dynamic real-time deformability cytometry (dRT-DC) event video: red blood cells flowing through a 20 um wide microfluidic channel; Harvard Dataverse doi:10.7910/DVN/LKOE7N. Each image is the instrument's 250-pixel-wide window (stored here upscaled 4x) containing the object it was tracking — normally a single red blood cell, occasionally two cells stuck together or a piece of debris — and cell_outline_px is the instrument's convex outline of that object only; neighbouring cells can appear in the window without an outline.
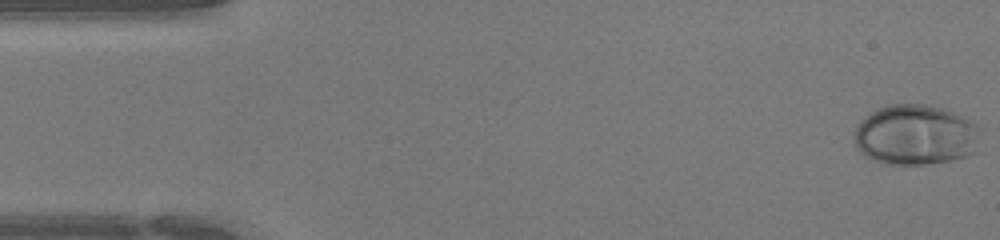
{"species": "human", "species_latin": "Homo sapiens", "temperature_condition": "warm", "stored_images_in_passage": 44, "camera_frame_rate_fps": 3000, "um_per_image_px": 0.085, "donor": {"sex": "female"}, "frame": {"image": 1, "passage_image": 1, "time_ms": 0.0, "image_size_px": [1000, 240], "cell_outline_px": [[984, 128], [976, 152], [964, 156], [948, 160], [924, 164], [884, 164], [872, 160], [864, 156], [856, 148], [856, 128], [860, 120], [872, 112], [880, 108], [892, 104], [928, 104], [948, 108], [964, 116]], "centroid_in_image_um": [77.89, 11.45], "position_along_channel_um": 7.1, "area_um2": 45.03}}
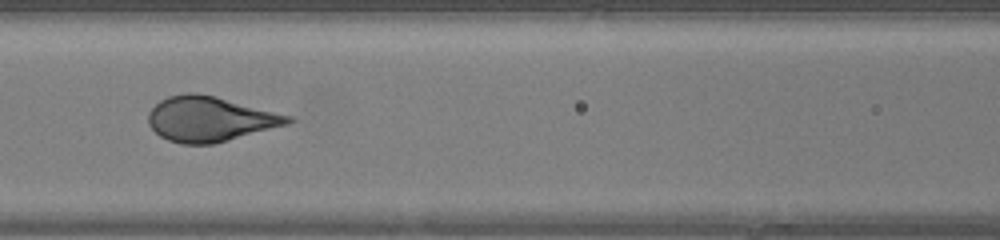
{"frame": {"image": 2, "passage_image": 19, "time_ms": 6.0, "image_size_px": [1000, 240], "cell_outline_px": [[296, 120], [288, 124], [212, 144], [180, 144], [168, 140], [160, 136], [148, 124], [148, 112], [160, 100], [168, 96], [188, 92], [196, 92], [216, 96], [292, 116]], "centroid_in_image_um": [17.83, 10.1], "position_along_channel_um": 148.8, "area_um2": 36.53}}
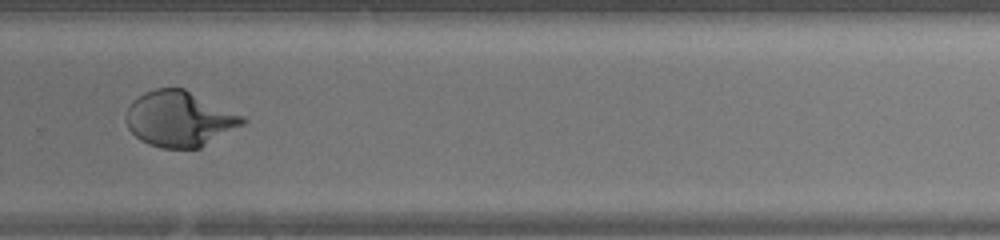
{"frame": {"image": 3, "passage_image": 30, "time_ms": 9.667, "image_size_px": [1000, 240], "cell_outline_px": [[248, 120], [244, 124], [200, 148], [160, 148], [148, 144], [140, 140], [128, 128], [124, 120], [124, 116], [132, 100], [144, 92], [156, 88], [184, 88], [244, 116]], "centroid_in_image_um": [15.23, 10.1], "position_along_channel_um": 314.6, "area_um2": 37.8}}